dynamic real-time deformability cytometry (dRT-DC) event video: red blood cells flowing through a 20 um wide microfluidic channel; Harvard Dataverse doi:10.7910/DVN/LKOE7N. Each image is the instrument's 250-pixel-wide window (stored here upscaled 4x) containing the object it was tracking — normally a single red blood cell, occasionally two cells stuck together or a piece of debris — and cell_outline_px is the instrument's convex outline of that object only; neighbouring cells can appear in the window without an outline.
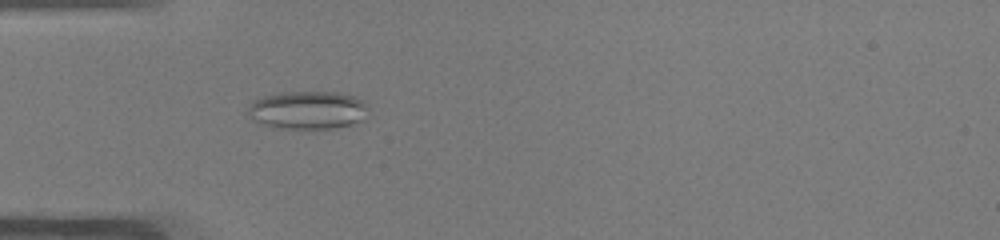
{"species": "common noctule bat (a hibernating species)", "species_latin": "Nyctalus noctula", "temperature_condition": "warm", "stored_images_in_passage": 40, "camera_frame_rate_fps": 3000, "um_per_image_px": 0.085, "animal": {"sex": "male", "body_mass_g": 19.0, "forearm_length_mm": 50.8}, "frame": {"image": 1, "passage_image": 6, "time_ms": 1.667, "image_size_px": [1000, 240], "cell_outline_px": [[364, 120], [352, 124], [332, 128], [272, 128], [260, 124], [252, 120], [248, 116], [248, 108], [256, 96], [280, 92], [336, 92], [352, 96], [360, 100], [364, 104]], "centroid_in_image_um": [26.03, 9.35], "position_along_channel_um": 59.0, "area_um2": 26.76}}
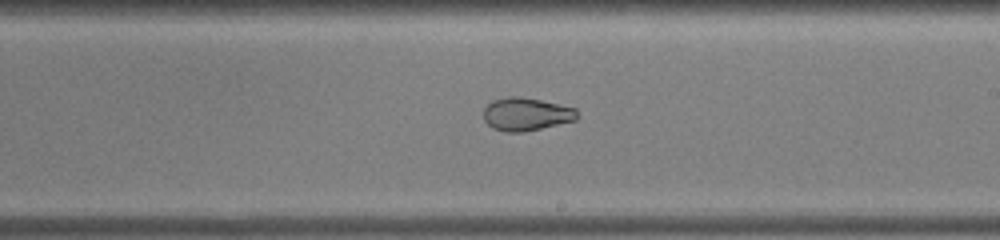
{"frame": {"image": 2, "passage_image": 20, "time_ms": 6.333, "image_size_px": [1000, 240], "cell_outline_px": [[580, 116], [576, 120], [524, 132], [504, 132], [492, 128], [484, 120], [484, 108], [492, 100], [508, 96], [520, 96], [540, 100], [576, 108]], "centroid_in_image_um": [44.73, 9.7], "position_along_channel_um": 244.3, "area_um2": 18.15}}
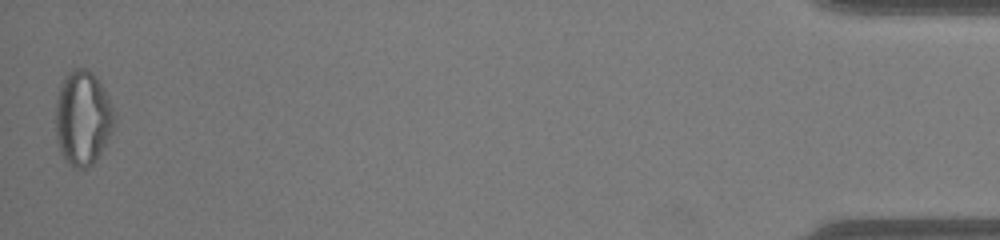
{"frame": {"image": 3, "passage_image": 40, "time_ms": 13.0, "image_size_px": [1000, 240], "cell_outline_px": [[112, 128], [96, 160], [92, 164], [84, 168], [76, 168], [68, 164], [60, 152], [56, 136], [56, 100], [60, 84], [64, 76], [72, 68], [88, 68], [92, 72], [108, 96], [112, 108]], "centroid_in_image_um": [6.98, 10.0], "position_along_channel_um": 428.2, "area_um2": 31.85}, "authors_computed_cell_mechanics": {"area_um2": 23.1778, "velocity_mm_per_s": 4.0639, "shape_relaxation_time_tau1_ms": null, "shape_relaxation_time_tau2_ms": 1.0948, "deformation_change_tau1": null, "deformation_change_tau2": 0.0567}}